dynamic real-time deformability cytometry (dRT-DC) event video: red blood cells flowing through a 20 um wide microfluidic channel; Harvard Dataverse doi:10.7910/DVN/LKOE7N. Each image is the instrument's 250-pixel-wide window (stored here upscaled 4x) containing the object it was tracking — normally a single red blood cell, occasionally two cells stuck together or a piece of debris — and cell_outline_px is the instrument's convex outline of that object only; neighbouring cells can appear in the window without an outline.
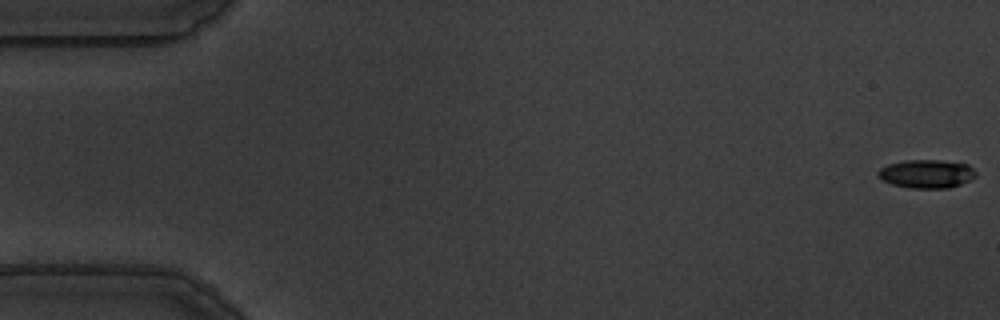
{"species": "common noctule bat (a hibernating species)", "species_latin": "Nyctalus noctula", "temperature_condition": "warm", "stored_images_in_passage": 56, "camera_frame_rate_fps": 3000, "um_per_image_px": 0.085, "animal": {"sex": "male", "body_mass_g": 19.5, "forearm_length_mm": 54.6}, "frame": {"image": 1, "passage_image": 1, "time_ms": 0.0, "image_size_px": [1000, 320], "cell_outline_px": [[976, 176], [960, 184], [948, 188], [908, 188], [892, 184], [884, 180], [876, 172], [880, 168], [888, 164], [904, 160], [940, 160], [968, 164], [976, 172]], "centroid_in_image_um": [78.75, 14.77], "position_along_channel_um": 6.2, "area_um2": 16.13}}
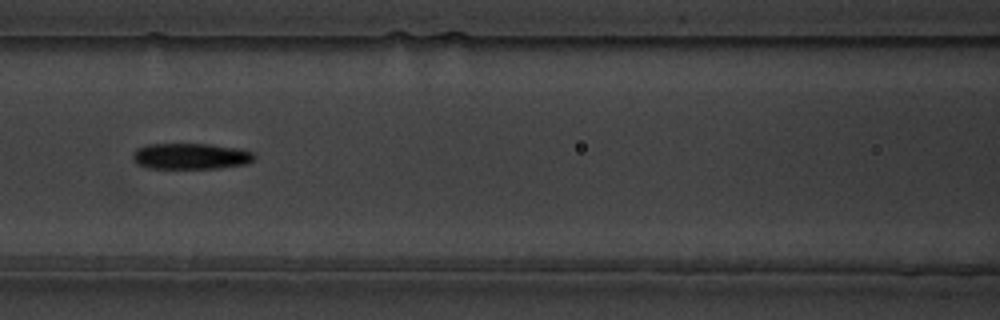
{"frame": {"image": 2, "passage_image": 25, "time_ms": 8.0, "image_size_px": [1000, 320], "cell_outline_px": [[256, 156], [248, 164], [216, 168], [148, 168], [136, 164], [132, 160], [132, 152], [136, 148], [148, 144], [208, 144], [240, 148], [252, 152]], "centroid_in_image_um": [16.18, 13.27], "position_along_channel_um": 150.4, "area_um2": 18.61}}
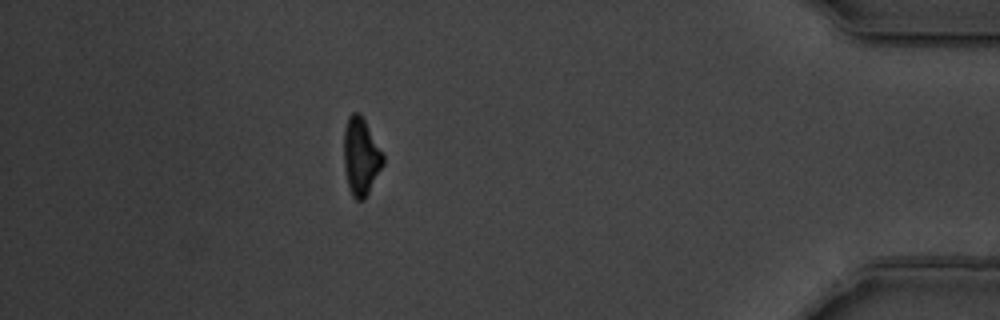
{"frame": {"image": 3, "passage_image": 50, "time_ms": 16.333, "image_size_px": [1000, 320], "cell_outline_px": [[384, 164], [364, 200], [356, 200], [352, 196], [348, 184], [344, 168], [344, 128], [348, 116], [352, 112], [356, 112], [364, 120], [384, 152]], "centroid_in_image_um": [30.69, 13.3], "position_along_channel_um": 404.5, "area_um2": 17.74}, "authors_computed_cell_mechanics": {"area_um2": 17.9758, "velocity_mm_per_s": 3.6238, "shape_relaxation_time_tau1_ms": 2.8821, "shape_relaxation_time_tau2_ms": null, "deformation_change_tau1": 0.174, "deformation_change_tau2": null}}